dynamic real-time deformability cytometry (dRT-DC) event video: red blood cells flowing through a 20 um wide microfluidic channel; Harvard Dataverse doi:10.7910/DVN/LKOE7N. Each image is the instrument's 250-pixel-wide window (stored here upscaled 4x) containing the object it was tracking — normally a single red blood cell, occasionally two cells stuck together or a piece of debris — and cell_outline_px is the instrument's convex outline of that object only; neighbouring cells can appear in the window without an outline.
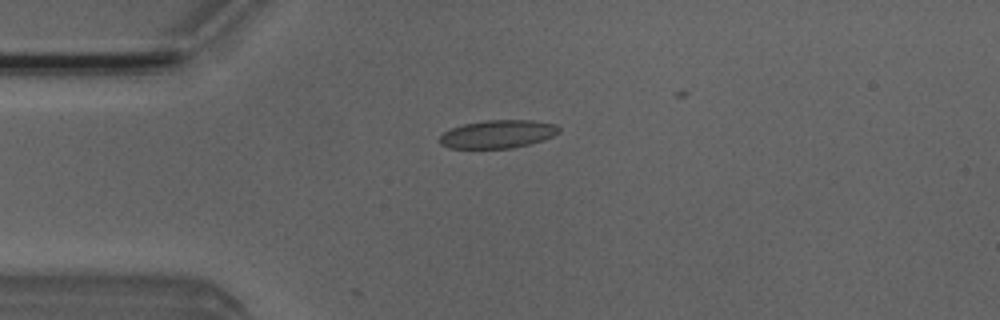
{"species": "Egyptian fruit bat (a non-hibernating species)", "species_latin": "Rousettus aegyptiacus", "temperature_condition": "room temperature", "stored_images_in_passage": 15, "camera_frame_rate_fps": 3000, "um_per_image_px": 0.085, "animal": {"sex": "male"}, "frame": {"image": 1, "passage_image": 12, "time_ms": 3.667, "image_size_px": [1000, 320], "cell_outline_px": [[560, 132], [544, 140], [512, 148], [448, 148], [440, 144], [436, 140], [444, 132], [452, 128], [464, 124], [484, 120], [532, 120], [556, 124], [560, 128]], "centroid_in_image_um": [42.3, 11.4], "position_along_channel_um": 42.7, "area_um2": 19.65}}